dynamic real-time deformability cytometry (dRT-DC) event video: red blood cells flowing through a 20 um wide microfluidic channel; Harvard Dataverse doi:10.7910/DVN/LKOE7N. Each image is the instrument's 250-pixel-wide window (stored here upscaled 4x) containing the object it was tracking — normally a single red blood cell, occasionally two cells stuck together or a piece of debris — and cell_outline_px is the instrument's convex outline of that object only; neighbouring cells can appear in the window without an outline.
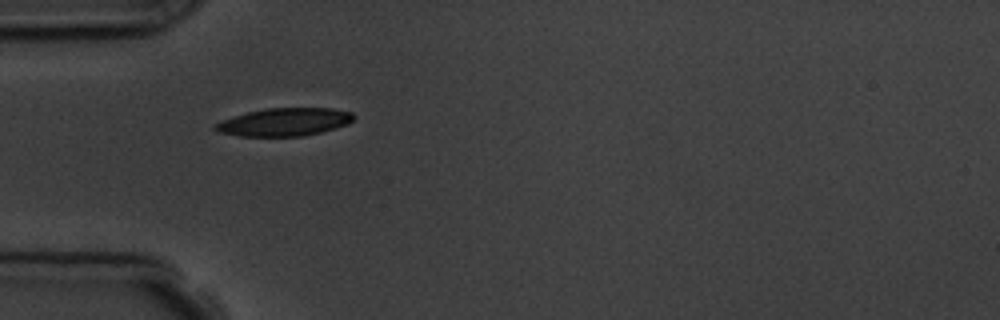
{"species": "common noctule bat (a hibernating species)", "species_latin": "Nyctalus noctula", "temperature_condition": "room temperature", "stored_images_in_passage": 6, "camera_frame_rate_fps": 3000, "um_per_image_px": 0.085, "animal": {"sex": "male", "body_mass_g": 19.5, "forearm_length_mm": 54.6}, "frame": {"image": 1, "passage_image": 5, "time_ms": 5.333, "image_size_px": [1000, 320], "cell_outline_px": [[356, 116], [348, 124], [320, 132], [304, 136], [240, 136], [220, 132], [212, 128], [212, 124], [248, 112], [268, 108], [332, 108], [352, 112]], "centroid_in_image_um": [24.19, 10.37], "position_along_channel_um": 60.8, "area_um2": 22.37}}